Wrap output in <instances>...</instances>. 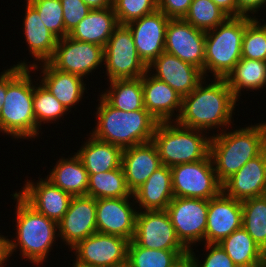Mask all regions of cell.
Returning a JSON list of instances; mask_svg holds the SVG:
<instances>
[{
  "label": "cell",
  "mask_w": 266,
  "mask_h": 267,
  "mask_svg": "<svg viewBox=\"0 0 266 267\" xmlns=\"http://www.w3.org/2000/svg\"><path fill=\"white\" fill-rule=\"evenodd\" d=\"M210 79L205 77L193 91L182 97V108L176 122L184 127L208 131V134L215 130L211 134L214 135V132H223L236 125L233 124V115L239 100L225 78H213L207 84L206 80Z\"/></svg>",
  "instance_id": "6da1fadb"
},
{
  "label": "cell",
  "mask_w": 266,
  "mask_h": 267,
  "mask_svg": "<svg viewBox=\"0 0 266 267\" xmlns=\"http://www.w3.org/2000/svg\"><path fill=\"white\" fill-rule=\"evenodd\" d=\"M12 195L15 205L16 228L14 239L6 236V255L7 260L20 251L24 261H29L33 265H43L51 249L58 241V223L47 218L45 215L36 211L30 206L17 191ZM26 259V260H25Z\"/></svg>",
  "instance_id": "7a4b0ae2"
},
{
  "label": "cell",
  "mask_w": 266,
  "mask_h": 267,
  "mask_svg": "<svg viewBox=\"0 0 266 267\" xmlns=\"http://www.w3.org/2000/svg\"><path fill=\"white\" fill-rule=\"evenodd\" d=\"M244 126L211 136L210 157L222 184L266 148V122Z\"/></svg>",
  "instance_id": "3957f363"
},
{
  "label": "cell",
  "mask_w": 266,
  "mask_h": 267,
  "mask_svg": "<svg viewBox=\"0 0 266 267\" xmlns=\"http://www.w3.org/2000/svg\"><path fill=\"white\" fill-rule=\"evenodd\" d=\"M97 100L96 126L90 131L97 140L111 143L122 149L153 140L158 121L144 107L123 111L111 106L101 95Z\"/></svg>",
  "instance_id": "277c9868"
},
{
  "label": "cell",
  "mask_w": 266,
  "mask_h": 267,
  "mask_svg": "<svg viewBox=\"0 0 266 267\" xmlns=\"http://www.w3.org/2000/svg\"><path fill=\"white\" fill-rule=\"evenodd\" d=\"M7 67V92L0 113V132L17 139L36 138L33 110L35 80L31 68ZM10 135V136H9ZM33 138V139H32Z\"/></svg>",
  "instance_id": "5b68a950"
},
{
  "label": "cell",
  "mask_w": 266,
  "mask_h": 267,
  "mask_svg": "<svg viewBox=\"0 0 266 267\" xmlns=\"http://www.w3.org/2000/svg\"><path fill=\"white\" fill-rule=\"evenodd\" d=\"M207 133L184 127L176 121L158 122L152 141L158 149L162 165L172 167L205 159L210 154L212 136Z\"/></svg>",
  "instance_id": "8992f818"
},
{
  "label": "cell",
  "mask_w": 266,
  "mask_h": 267,
  "mask_svg": "<svg viewBox=\"0 0 266 267\" xmlns=\"http://www.w3.org/2000/svg\"><path fill=\"white\" fill-rule=\"evenodd\" d=\"M245 17H228L216 28L206 31L204 78H226L242 58ZM213 74V75H212Z\"/></svg>",
  "instance_id": "52a82bcc"
},
{
  "label": "cell",
  "mask_w": 266,
  "mask_h": 267,
  "mask_svg": "<svg viewBox=\"0 0 266 267\" xmlns=\"http://www.w3.org/2000/svg\"><path fill=\"white\" fill-rule=\"evenodd\" d=\"M104 68L107 82L116 79H136L147 72L140 59L130 29L119 25L104 47Z\"/></svg>",
  "instance_id": "ba28073f"
},
{
  "label": "cell",
  "mask_w": 266,
  "mask_h": 267,
  "mask_svg": "<svg viewBox=\"0 0 266 267\" xmlns=\"http://www.w3.org/2000/svg\"><path fill=\"white\" fill-rule=\"evenodd\" d=\"M174 197L209 200L222 192L210 154L197 162L171 167Z\"/></svg>",
  "instance_id": "9c48e42d"
},
{
  "label": "cell",
  "mask_w": 266,
  "mask_h": 267,
  "mask_svg": "<svg viewBox=\"0 0 266 267\" xmlns=\"http://www.w3.org/2000/svg\"><path fill=\"white\" fill-rule=\"evenodd\" d=\"M208 204L205 199L174 197L167 206L176 236L188 250L205 243Z\"/></svg>",
  "instance_id": "30bf717a"
},
{
  "label": "cell",
  "mask_w": 266,
  "mask_h": 267,
  "mask_svg": "<svg viewBox=\"0 0 266 267\" xmlns=\"http://www.w3.org/2000/svg\"><path fill=\"white\" fill-rule=\"evenodd\" d=\"M128 243L125 238L95 232L69 252L75 255L74 263L83 267H119L127 264Z\"/></svg>",
  "instance_id": "8fae6325"
},
{
  "label": "cell",
  "mask_w": 266,
  "mask_h": 267,
  "mask_svg": "<svg viewBox=\"0 0 266 267\" xmlns=\"http://www.w3.org/2000/svg\"><path fill=\"white\" fill-rule=\"evenodd\" d=\"M48 62L55 69L87 79L90 73L92 75L96 70L104 69V47L65 36L58 40Z\"/></svg>",
  "instance_id": "7c38bea8"
},
{
  "label": "cell",
  "mask_w": 266,
  "mask_h": 267,
  "mask_svg": "<svg viewBox=\"0 0 266 267\" xmlns=\"http://www.w3.org/2000/svg\"><path fill=\"white\" fill-rule=\"evenodd\" d=\"M132 240L148 249L188 250L177 238L166 210L138 211Z\"/></svg>",
  "instance_id": "4fadbf2b"
},
{
  "label": "cell",
  "mask_w": 266,
  "mask_h": 267,
  "mask_svg": "<svg viewBox=\"0 0 266 267\" xmlns=\"http://www.w3.org/2000/svg\"><path fill=\"white\" fill-rule=\"evenodd\" d=\"M206 31L182 19H170L166 28L165 52L199 68L204 76Z\"/></svg>",
  "instance_id": "5bb4252c"
},
{
  "label": "cell",
  "mask_w": 266,
  "mask_h": 267,
  "mask_svg": "<svg viewBox=\"0 0 266 267\" xmlns=\"http://www.w3.org/2000/svg\"><path fill=\"white\" fill-rule=\"evenodd\" d=\"M137 209L134 198L96 199L97 232L131 241L135 234Z\"/></svg>",
  "instance_id": "9a60e30c"
},
{
  "label": "cell",
  "mask_w": 266,
  "mask_h": 267,
  "mask_svg": "<svg viewBox=\"0 0 266 267\" xmlns=\"http://www.w3.org/2000/svg\"><path fill=\"white\" fill-rule=\"evenodd\" d=\"M95 232L96 199L87 195L72 196L67 212L58 222V234L62 244H66L70 250Z\"/></svg>",
  "instance_id": "2e32d148"
},
{
  "label": "cell",
  "mask_w": 266,
  "mask_h": 267,
  "mask_svg": "<svg viewBox=\"0 0 266 267\" xmlns=\"http://www.w3.org/2000/svg\"><path fill=\"white\" fill-rule=\"evenodd\" d=\"M169 20V17L157 9L126 24L132 33L137 53L146 66L165 51L166 28Z\"/></svg>",
  "instance_id": "e0dca14e"
},
{
  "label": "cell",
  "mask_w": 266,
  "mask_h": 267,
  "mask_svg": "<svg viewBox=\"0 0 266 267\" xmlns=\"http://www.w3.org/2000/svg\"><path fill=\"white\" fill-rule=\"evenodd\" d=\"M147 71L167 83L182 97L193 91L204 79L199 68L165 51L147 66Z\"/></svg>",
  "instance_id": "ac0fdd59"
},
{
  "label": "cell",
  "mask_w": 266,
  "mask_h": 267,
  "mask_svg": "<svg viewBox=\"0 0 266 267\" xmlns=\"http://www.w3.org/2000/svg\"><path fill=\"white\" fill-rule=\"evenodd\" d=\"M25 1V17H22L24 20L22 23L23 36L28 45V53L32 54L34 61L31 63L24 59L13 66L32 68L38 65V62L41 64L51 59L59 39L46 28L37 9L28 0Z\"/></svg>",
  "instance_id": "d6986e66"
},
{
  "label": "cell",
  "mask_w": 266,
  "mask_h": 267,
  "mask_svg": "<svg viewBox=\"0 0 266 267\" xmlns=\"http://www.w3.org/2000/svg\"><path fill=\"white\" fill-rule=\"evenodd\" d=\"M17 193L36 211L58 223L67 212L72 196L47 178L25 180Z\"/></svg>",
  "instance_id": "ffe728a7"
},
{
  "label": "cell",
  "mask_w": 266,
  "mask_h": 267,
  "mask_svg": "<svg viewBox=\"0 0 266 267\" xmlns=\"http://www.w3.org/2000/svg\"><path fill=\"white\" fill-rule=\"evenodd\" d=\"M242 202L223 191L209 199L205 243H219L242 227Z\"/></svg>",
  "instance_id": "44dd1931"
},
{
  "label": "cell",
  "mask_w": 266,
  "mask_h": 267,
  "mask_svg": "<svg viewBox=\"0 0 266 267\" xmlns=\"http://www.w3.org/2000/svg\"><path fill=\"white\" fill-rule=\"evenodd\" d=\"M229 197L244 201L266 194V148L250 159L238 172L222 184Z\"/></svg>",
  "instance_id": "7402d4cb"
},
{
  "label": "cell",
  "mask_w": 266,
  "mask_h": 267,
  "mask_svg": "<svg viewBox=\"0 0 266 267\" xmlns=\"http://www.w3.org/2000/svg\"><path fill=\"white\" fill-rule=\"evenodd\" d=\"M142 87L144 107L158 122L177 120L182 108V96L179 93L148 71L142 76Z\"/></svg>",
  "instance_id": "603a6c76"
},
{
  "label": "cell",
  "mask_w": 266,
  "mask_h": 267,
  "mask_svg": "<svg viewBox=\"0 0 266 267\" xmlns=\"http://www.w3.org/2000/svg\"><path fill=\"white\" fill-rule=\"evenodd\" d=\"M31 69L35 74L41 70L39 78L42 79L38 80L69 112L79 104L83 95L88 93L83 77L55 69L49 62L38 64Z\"/></svg>",
  "instance_id": "cb8c5ba5"
},
{
  "label": "cell",
  "mask_w": 266,
  "mask_h": 267,
  "mask_svg": "<svg viewBox=\"0 0 266 267\" xmlns=\"http://www.w3.org/2000/svg\"><path fill=\"white\" fill-rule=\"evenodd\" d=\"M121 166L133 194L162 166V162L155 143L149 141L123 149Z\"/></svg>",
  "instance_id": "d4e9b609"
},
{
  "label": "cell",
  "mask_w": 266,
  "mask_h": 267,
  "mask_svg": "<svg viewBox=\"0 0 266 267\" xmlns=\"http://www.w3.org/2000/svg\"><path fill=\"white\" fill-rule=\"evenodd\" d=\"M133 196L138 211L166 210L174 198L171 167L162 165L158 168Z\"/></svg>",
  "instance_id": "484cf974"
},
{
  "label": "cell",
  "mask_w": 266,
  "mask_h": 267,
  "mask_svg": "<svg viewBox=\"0 0 266 267\" xmlns=\"http://www.w3.org/2000/svg\"><path fill=\"white\" fill-rule=\"evenodd\" d=\"M118 26L119 22L113 7L91 9L68 36L77 41L105 47L113 31Z\"/></svg>",
  "instance_id": "4316f807"
},
{
  "label": "cell",
  "mask_w": 266,
  "mask_h": 267,
  "mask_svg": "<svg viewBox=\"0 0 266 267\" xmlns=\"http://www.w3.org/2000/svg\"><path fill=\"white\" fill-rule=\"evenodd\" d=\"M87 138L75 153L88 174H99L121 167L123 153L121 147L97 140L91 134H88Z\"/></svg>",
  "instance_id": "83f0119b"
},
{
  "label": "cell",
  "mask_w": 266,
  "mask_h": 267,
  "mask_svg": "<svg viewBox=\"0 0 266 267\" xmlns=\"http://www.w3.org/2000/svg\"><path fill=\"white\" fill-rule=\"evenodd\" d=\"M73 154L70 157L59 158L45 177L71 196L87 195L88 172L77 154Z\"/></svg>",
  "instance_id": "f1b7e54d"
},
{
  "label": "cell",
  "mask_w": 266,
  "mask_h": 267,
  "mask_svg": "<svg viewBox=\"0 0 266 267\" xmlns=\"http://www.w3.org/2000/svg\"><path fill=\"white\" fill-rule=\"evenodd\" d=\"M218 244L237 267H266V253L243 227L233 231Z\"/></svg>",
  "instance_id": "f546056e"
},
{
  "label": "cell",
  "mask_w": 266,
  "mask_h": 267,
  "mask_svg": "<svg viewBox=\"0 0 266 267\" xmlns=\"http://www.w3.org/2000/svg\"><path fill=\"white\" fill-rule=\"evenodd\" d=\"M235 98L240 101L241 92L266 89V61L241 58L226 76Z\"/></svg>",
  "instance_id": "4dcf8cb0"
},
{
  "label": "cell",
  "mask_w": 266,
  "mask_h": 267,
  "mask_svg": "<svg viewBox=\"0 0 266 267\" xmlns=\"http://www.w3.org/2000/svg\"><path fill=\"white\" fill-rule=\"evenodd\" d=\"M107 89L100 94L111 106L123 111L144 108L142 77L109 81Z\"/></svg>",
  "instance_id": "1f68e13d"
},
{
  "label": "cell",
  "mask_w": 266,
  "mask_h": 267,
  "mask_svg": "<svg viewBox=\"0 0 266 267\" xmlns=\"http://www.w3.org/2000/svg\"><path fill=\"white\" fill-rule=\"evenodd\" d=\"M87 196L102 198H134L129 190L122 166L110 171L88 174Z\"/></svg>",
  "instance_id": "d6a6232c"
},
{
  "label": "cell",
  "mask_w": 266,
  "mask_h": 267,
  "mask_svg": "<svg viewBox=\"0 0 266 267\" xmlns=\"http://www.w3.org/2000/svg\"><path fill=\"white\" fill-rule=\"evenodd\" d=\"M39 83L36 79L33 97L37 138L40 137L39 134L42 132V124L56 123L70 113L40 81Z\"/></svg>",
  "instance_id": "836d02e7"
},
{
  "label": "cell",
  "mask_w": 266,
  "mask_h": 267,
  "mask_svg": "<svg viewBox=\"0 0 266 267\" xmlns=\"http://www.w3.org/2000/svg\"><path fill=\"white\" fill-rule=\"evenodd\" d=\"M242 227L266 253V194L242 201Z\"/></svg>",
  "instance_id": "e575fe53"
},
{
  "label": "cell",
  "mask_w": 266,
  "mask_h": 267,
  "mask_svg": "<svg viewBox=\"0 0 266 267\" xmlns=\"http://www.w3.org/2000/svg\"><path fill=\"white\" fill-rule=\"evenodd\" d=\"M188 250H156L137 245L129 241L127 248V264L130 267H171Z\"/></svg>",
  "instance_id": "d590c367"
},
{
  "label": "cell",
  "mask_w": 266,
  "mask_h": 267,
  "mask_svg": "<svg viewBox=\"0 0 266 267\" xmlns=\"http://www.w3.org/2000/svg\"><path fill=\"white\" fill-rule=\"evenodd\" d=\"M241 57L266 61V22L264 19L245 17Z\"/></svg>",
  "instance_id": "8d00e7d4"
},
{
  "label": "cell",
  "mask_w": 266,
  "mask_h": 267,
  "mask_svg": "<svg viewBox=\"0 0 266 267\" xmlns=\"http://www.w3.org/2000/svg\"><path fill=\"white\" fill-rule=\"evenodd\" d=\"M229 16L211 0H193L184 20L195 28L208 31L223 23Z\"/></svg>",
  "instance_id": "74e56055"
},
{
  "label": "cell",
  "mask_w": 266,
  "mask_h": 267,
  "mask_svg": "<svg viewBox=\"0 0 266 267\" xmlns=\"http://www.w3.org/2000/svg\"><path fill=\"white\" fill-rule=\"evenodd\" d=\"M38 11L46 26L58 39L68 36L64 27L63 8L60 0H28Z\"/></svg>",
  "instance_id": "f35d334b"
},
{
  "label": "cell",
  "mask_w": 266,
  "mask_h": 267,
  "mask_svg": "<svg viewBox=\"0 0 266 267\" xmlns=\"http://www.w3.org/2000/svg\"><path fill=\"white\" fill-rule=\"evenodd\" d=\"M113 9L119 25L151 14L158 9L157 0H113Z\"/></svg>",
  "instance_id": "ab89813d"
},
{
  "label": "cell",
  "mask_w": 266,
  "mask_h": 267,
  "mask_svg": "<svg viewBox=\"0 0 266 267\" xmlns=\"http://www.w3.org/2000/svg\"><path fill=\"white\" fill-rule=\"evenodd\" d=\"M202 245L205 252H208L202 256L204 260L199 261L200 256H196L193 248L188 250L192 267H237L218 243H202Z\"/></svg>",
  "instance_id": "60d3db41"
},
{
  "label": "cell",
  "mask_w": 266,
  "mask_h": 267,
  "mask_svg": "<svg viewBox=\"0 0 266 267\" xmlns=\"http://www.w3.org/2000/svg\"><path fill=\"white\" fill-rule=\"evenodd\" d=\"M63 8L65 31L69 34L91 10L82 0H60Z\"/></svg>",
  "instance_id": "b9f144b4"
},
{
  "label": "cell",
  "mask_w": 266,
  "mask_h": 267,
  "mask_svg": "<svg viewBox=\"0 0 266 267\" xmlns=\"http://www.w3.org/2000/svg\"><path fill=\"white\" fill-rule=\"evenodd\" d=\"M193 0H157L158 10L170 19H182L188 13Z\"/></svg>",
  "instance_id": "7bdbcfd3"
},
{
  "label": "cell",
  "mask_w": 266,
  "mask_h": 267,
  "mask_svg": "<svg viewBox=\"0 0 266 267\" xmlns=\"http://www.w3.org/2000/svg\"><path fill=\"white\" fill-rule=\"evenodd\" d=\"M237 17L244 16L249 18H258L255 14H259L261 8H266V0H236Z\"/></svg>",
  "instance_id": "ee69618b"
},
{
  "label": "cell",
  "mask_w": 266,
  "mask_h": 267,
  "mask_svg": "<svg viewBox=\"0 0 266 267\" xmlns=\"http://www.w3.org/2000/svg\"><path fill=\"white\" fill-rule=\"evenodd\" d=\"M229 17H237L236 0H211Z\"/></svg>",
  "instance_id": "f6af8a7d"
},
{
  "label": "cell",
  "mask_w": 266,
  "mask_h": 267,
  "mask_svg": "<svg viewBox=\"0 0 266 267\" xmlns=\"http://www.w3.org/2000/svg\"><path fill=\"white\" fill-rule=\"evenodd\" d=\"M7 92V69L0 73V113L2 111V105L4 104L5 96Z\"/></svg>",
  "instance_id": "bcb514c9"
},
{
  "label": "cell",
  "mask_w": 266,
  "mask_h": 267,
  "mask_svg": "<svg viewBox=\"0 0 266 267\" xmlns=\"http://www.w3.org/2000/svg\"><path fill=\"white\" fill-rule=\"evenodd\" d=\"M90 9H103L113 7V0H82Z\"/></svg>",
  "instance_id": "7dc6e473"
},
{
  "label": "cell",
  "mask_w": 266,
  "mask_h": 267,
  "mask_svg": "<svg viewBox=\"0 0 266 267\" xmlns=\"http://www.w3.org/2000/svg\"><path fill=\"white\" fill-rule=\"evenodd\" d=\"M7 255H6V236L0 233V267L6 266Z\"/></svg>",
  "instance_id": "c3c4849f"
},
{
  "label": "cell",
  "mask_w": 266,
  "mask_h": 267,
  "mask_svg": "<svg viewBox=\"0 0 266 267\" xmlns=\"http://www.w3.org/2000/svg\"><path fill=\"white\" fill-rule=\"evenodd\" d=\"M171 267H192L189 255H183L174 265Z\"/></svg>",
  "instance_id": "681fc988"
},
{
  "label": "cell",
  "mask_w": 266,
  "mask_h": 267,
  "mask_svg": "<svg viewBox=\"0 0 266 267\" xmlns=\"http://www.w3.org/2000/svg\"><path fill=\"white\" fill-rule=\"evenodd\" d=\"M72 267H83V266L77 265V264L74 263V261H73Z\"/></svg>",
  "instance_id": "f907efd6"
},
{
  "label": "cell",
  "mask_w": 266,
  "mask_h": 267,
  "mask_svg": "<svg viewBox=\"0 0 266 267\" xmlns=\"http://www.w3.org/2000/svg\"><path fill=\"white\" fill-rule=\"evenodd\" d=\"M119 267H130L128 264H125V265H122V266H119Z\"/></svg>",
  "instance_id": "816d5d0a"
}]
</instances>
